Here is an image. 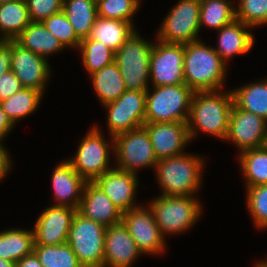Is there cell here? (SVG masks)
<instances>
[{"mask_svg":"<svg viewBox=\"0 0 267 267\" xmlns=\"http://www.w3.org/2000/svg\"><path fill=\"white\" fill-rule=\"evenodd\" d=\"M226 63L214 47L200 40L184 44L185 85L194 92L219 91L226 75Z\"/></svg>","mask_w":267,"mask_h":267,"instance_id":"6da1fadb","label":"cell"},{"mask_svg":"<svg viewBox=\"0 0 267 267\" xmlns=\"http://www.w3.org/2000/svg\"><path fill=\"white\" fill-rule=\"evenodd\" d=\"M195 92L192 97L187 121L190 139L197 134V129L225 139L231 108L234 104L232 91ZM196 127V128H195Z\"/></svg>","mask_w":267,"mask_h":267,"instance_id":"7a4b0ae2","label":"cell"},{"mask_svg":"<svg viewBox=\"0 0 267 267\" xmlns=\"http://www.w3.org/2000/svg\"><path fill=\"white\" fill-rule=\"evenodd\" d=\"M204 162L187 153L158 160L155 170L162 195L194 196L201 184Z\"/></svg>","mask_w":267,"mask_h":267,"instance_id":"3957f363","label":"cell"},{"mask_svg":"<svg viewBox=\"0 0 267 267\" xmlns=\"http://www.w3.org/2000/svg\"><path fill=\"white\" fill-rule=\"evenodd\" d=\"M153 88L146 91L145 123L188 121L193 90L185 84Z\"/></svg>","mask_w":267,"mask_h":267,"instance_id":"277c9868","label":"cell"},{"mask_svg":"<svg viewBox=\"0 0 267 267\" xmlns=\"http://www.w3.org/2000/svg\"><path fill=\"white\" fill-rule=\"evenodd\" d=\"M153 43L133 33L115 52L114 62L120 69L127 90L147 91L150 79V56Z\"/></svg>","mask_w":267,"mask_h":267,"instance_id":"5b68a950","label":"cell"},{"mask_svg":"<svg viewBox=\"0 0 267 267\" xmlns=\"http://www.w3.org/2000/svg\"><path fill=\"white\" fill-rule=\"evenodd\" d=\"M195 198L161 195L151 200L149 208L163 237L169 233H182L197 222L202 209Z\"/></svg>","mask_w":267,"mask_h":267,"instance_id":"8992f818","label":"cell"},{"mask_svg":"<svg viewBox=\"0 0 267 267\" xmlns=\"http://www.w3.org/2000/svg\"><path fill=\"white\" fill-rule=\"evenodd\" d=\"M106 227L75 213L67 238L81 265L103 264Z\"/></svg>","mask_w":267,"mask_h":267,"instance_id":"52a82bcc","label":"cell"},{"mask_svg":"<svg viewBox=\"0 0 267 267\" xmlns=\"http://www.w3.org/2000/svg\"><path fill=\"white\" fill-rule=\"evenodd\" d=\"M111 144L117 158L118 169L137 174L141 167H155L158 160L147 130L142 126L116 135Z\"/></svg>","mask_w":267,"mask_h":267,"instance_id":"ba28073f","label":"cell"},{"mask_svg":"<svg viewBox=\"0 0 267 267\" xmlns=\"http://www.w3.org/2000/svg\"><path fill=\"white\" fill-rule=\"evenodd\" d=\"M200 0H180L157 32L159 41L187 44L197 41L200 31Z\"/></svg>","mask_w":267,"mask_h":267,"instance_id":"9c48e42d","label":"cell"},{"mask_svg":"<svg viewBox=\"0 0 267 267\" xmlns=\"http://www.w3.org/2000/svg\"><path fill=\"white\" fill-rule=\"evenodd\" d=\"M108 148L101 131L93 127L79 144L76 156L67 161L86 182H94L111 169Z\"/></svg>","mask_w":267,"mask_h":267,"instance_id":"30bf717a","label":"cell"},{"mask_svg":"<svg viewBox=\"0 0 267 267\" xmlns=\"http://www.w3.org/2000/svg\"><path fill=\"white\" fill-rule=\"evenodd\" d=\"M184 44L157 40L150 56V80L153 87L185 84Z\"/></svg>","mask_w":267,"mask_h":267,"instance_id":"8fae6325","label":"cell"},{"mask_svg":"<svg viewBox=\"0 0 267 267\" xmlns=\"http://www.w3.org/2000/svg\"><path fill=\"white\" fill-rule=\"evenodd\" d=\"M146 91L126 90L108 108V128L111 139L118 134L140 128L145 123Z\"/></svg>","mask_w":267,"mask_h":267,"instance_id":"7c38bea8","label":"cell"},{"mask_svg":"<svg viewBox=\"0 0 267 267\" xmlns=\"http://www.w3.org/2000/svg\"><path fill=\"white\" fill-rule=\"evenodd\" d=\"M225 140L233 141L240 153L267 145V121L233 104Z\"/></svg>","mask_w":267,"mask_h":267,"instance_id":"4fadbf2b","label":"cell"},{"mask_svg":"<svg viewBox=\"0 0 267 267\" xmlns=\"http://www.w3.org/2000/svg\"><path fill=\"white\" fill-rule=\"evenodd\" d=\"M147 207H136L122 212V223L138 249L144 254H158L165 250V240L154 219L152 211Z\"/></svg>","mask_w":267,"mask_h":267,"instance_id":"5bb4252c","label":"cell"},{"mask_svg":"<svg viewBox=\"0 0 267 267\" xmlns=\"http://www.w3.org/2000/svg\"><path fill=\"white\" fill-rule=\"evenodd\" d=\"M78 210L67 206L47 207L38 217L34 231L35 245H61L67 242L68 233Z\"/></svg>","mask_w":267,"mask_h":267,"instance_id":"9a60e30c","label":"cell"},{"mask_svg":"<svg viewBox=\"0 0 267 267\" xmlns=\"http://www.w3.org/2000/svg\"><path fill=\"white\" fill-rule=\"evenodd\" d=\"M157 160L182 154L191 141L187 122L144 123Z\"/></svg>","mask_w":267,"mask_h":267,"instance_id":"2e32d148","label":"cell"},{"mask_svg":"<svg viewBox=\"0 0 267 267\" xmlns=\"http://www.w3.org/2000/svg\"><path fill=\"white\" fill-rule=\"evenodd\" d=\"M11 71L20 80L23 87L34 88L43 93L51 69L46 58L12 40Z\"/></svg>","mask_w":267,"mask_h":267,"instance_id":"e0dca14e","label":"cell"},{"mask_svg":"<svg viewBox=\"0 0 267 267\" xmlns=\"http://www.w3.org/2000/svg\"><path fill=\"white\" fill-rule=\"evenodd\" d=\"M141 253L122 222L106 227L103 261L106 267H130Z\"/></svg>","mask_w":267,"mask_h":267,"instance_id":"ac0fdd59","label":"cell"},{"mask_svg":"<svg viewBox=\"0 0 267 267\" xmlns=\"http://www.w3.org/2000/svg\"><path fill=\"white\" fill-rule=\"evenodd\" d=\"M137 175L125 170L111 167L94 182L110 198L121 212L138 207L134 204L136 187L138 186Z\"/></svg>","mask_w":267,"mask_h":267,"instance_id":"d6986e66","label":"cell"},{"mask_svg":"<svg viewBox=\"0 0 267 267\" xmlns=\"http://www.w3.org/2000/svg\"><path fill=\"white\" fill-rule=\"evenodd\" d=\"M78 212L104 227L122 222L121 210L95 182H86Z\"/></svg>","mask_w":267,"mask_h":267,"instance_id":"ffe728a7","label":"cell"},{"mask_svg":"<svg viewBox=\"0 0 267 267\" xmlns=\"http://www.w3.org/2000/svg\"><path fill=\"white\" fill-rule=\"evenodd\" d=\"M86 181L74 170L68 161L58 164L52 174L54 206L79 209ZM81 193V194H80Z\"/></svg>","mask_w":267,"mask_h":267,"instance_id":"44dd1931","label":"cell"},{"mask_svg":"<svg viewBox=\"0 0 267 267\" xmlns=\"http://www.w3.org/2000/svg\"><path fill=\"white\" fill-rule=\"evenodd\" d=\"M250 27L235 19L218 30V48H214V50L225 63L234 55L244 54L251 50L254 45V37L247 30Z\"/></svg>","mask_w":267,"mask_h":267,"instance_id":"7402d4cb","label":"cell"},{"mask_svg":"<svg viewBox=\"0 0 267 267\" xmlns=\"http://www.w3.org/2000/svg\"><path fill=\"white\" fill-rule=\"evenodd\" d=\"M19 45L47 59L65 47L42 22H31L15 39Z\"/></svg>","mask_w":267,"mask_h":267,"instance_id":"603a6c76","label":"cell"},{"mask_svg":"<svg viewBox=\"0 0 267 267\" xmlns=\"http://www.w3.org/2000/svg\"><path fill=\"white\" fill-rule=\"evenodd\" d=\"M62 11L81 40L89 37L98 17L96 0H63Z\"/></svg>","mask_w":267,"mask_h":267,"instance_id":"cb8c5ba5","label":"cell"},{"mask_svg":"<svg viewBox=\"0 0 267 267\" xmlns=\"http://www.w3.org/2000/svg\"><path fill=\"white\" fill-rule=\"evenodd\" d=\"M95 93L103 105L117 100L127 89L115 62L90 75Z\"/></svg>","mask_w":267,"mask_h":267,"instance_id":"d4e9b609","label":"cell"},{"mask_svg":"<svg viewBox=\"0 0 267 267\" xmlns=\"http://www.w3.org/2000/svg\"><path fill=\"white\" fill-rule=\"evenodd\" d=\"M135 31L130 22L97 17L89 38L97 40L116 52Z\"/></svg>","mask_w":267,"mask_h":267,"instance_id":"484cf974","label":"cell"},{"mask_svg":"<svg viewBox=\"0 0 267 267\" xmlns=\"http://www.w3.org/2000/svg\"><path fill=\"white\" fill-rule=\"evenodd\" d=\"M31 23L26 0L0 4V32L7 40H14Z\"/></svg>","mask_w":267,"mask_h":267,"instance_id":"4316f807","label":"cell"},{"mask_svg":"<svg viewBox=\"0 0 267 267\" xmlns=\"http://www.w3.org/2000/svg\"><path fill=\"white\" fill-rule=\"evenodd\" d=\"M34 231L9 229L0 232V258L17 263L34 251Z\"/></svg>","mask_w":267,"mask_h":267,"instance_id":"83f0119b","label":"cell"},{"mask_svg":"<svg viewBox=\"0 0 267 267\" xmlns=\"http://www.w3.org/2000/svg\"><path fill=\"white\" fill-rule=\"evenodd\" d=\"M234 104L267 121V80L245 85L232 91Z\"/></svg>","mask_w":267,"mask_h":267,"instance_id":"f1b7e54d","label":"cell"},{"mask_svg":"<svg viewBox=\"0 0 267 267\" xmlns=\"http://www.w3.org/2000/svg\"><path fill=\"white\" fill-rule=\"evenodd\" d=\"M42 96L43 93L37 89L23 87L10 98L0 101V106L15 125V122L17 123L38 108Z\"/></svg>","mask_w":267,"mask_h":267,"instance_id":"f546056e","label":"cell"},{"mask_svg":"<svg viewBox=\"0 0 267 267\" xmlns=\"http://www.w3.org/2000/svg\"><path fill=\"white\" fill-rule=\"evenodd\" d=\"M246 187L267 184V145L239 154Z\"/></svg>","mask_w":267,"mask_h":267,"instance_id":"4dcf8cb0","label":"cell"},{"mask_svg":"<svg viewBox=\"0 0 267 267\" xmlns=\"http://www.w3.org/2000/svg\"><path fill=\"white\" fill-rule=\"evenodd\" d=\"M228 0H200L199 27L206 25L220 30L236 19V9Z\"/></svg>","mask_w":267,"mask_h":267,"instance_id":"1f68e13d","label":"cell"},{"mask_svg":"<svg viewBox=\"0 0 267 267\" xmlns=\"http://www.w3.org/2000/svg\"><path fill=\"white\" fill-rule=\"evenodd\" d=\"M43 267H81L72 248L61 245H34V251Z\"/></svg>","mask_w":267,"mask_h":267,"instance_id":"d6a6232c","label":"cell"},{"mask_svg":"<svg viewBox=\"0 0 267 267\" xmlns=\"http://www.w3.org/2000/svg\"><path fill=\"white\" fill-rule=\"evenodd\" d=\"M79 50L83 57V64L90 75L111 64L115 59L113 50L89 37L81 40Z\"/></svg>","mask_w":267,"mask_h":267,"instance_id":"836d02e7","label":"cell"},{"mask_svg":"<svg viewBox=\"0 0 267 267\" xmlns=\"http://www.w3.org/2000/svg\"><path fill=\"white\" fill-rule=\"evenodd\" d=\"M97 15L104 19L122 20L130 22L139 8V0H100L96 2Z\"/></svg>","mask_w":267,"mask_h":267,"instance_id":"e575fe53","label":"cell"},{"mask_svg":"<svg viewBox=\"0 0 267 267\" xmlns=\"http://www.w3.org/2000/svg\"><path fill=\"white\" fill-rule=\"evenodd\" d=\"M42 24L60 40L64 47L79 48L81 39L76 35L63 11L44 19Z\"/></svg>","mask_w":267,"mask_h":267,"instance_id":"d590c367","label":"cell"},{"mask_svg":"<svg viewBox=\"0 0 267 267\" xmlns=\"http://www.w3.org/2000/svg\"><path fill=\"white\" fill-rule=\"evenodd\" d=\"M247 207L254 224L258 228H267V184L246 187Z\"/></svg>","mask_w":267,"mask_h":267,"instance_id":"8d00e7d4","label":"cell"},{"mask_svg":"<svg viewBox=\"0 0 267 267\" xmlns=\"http://www.w3.org/2000/svg\"><path fill=\"white\" fill-rule=\"evenodd\" d=\"M238 3L237 20L251 28L267 24V0H239Z\"/></svg>","mask_w":267,"mask_h":267,"instance_id":"74e56055","label":"cell"},{"mask_svg":"<svg viewBox=\"0 0 267 267\" xmlns=\"http://www.w3.org/2000/svg\"><path fill=\"white\" fill-rule=\"evenodd\" d=\"M31 22H42L62 11L63 0H26Z\"/></svg>","mask_w":267,"mask_h":267,"instance_id":"f35d334b","label":"cell"},{"mask_svg":"<svg viewBox=\"0 0 267 267\" xmlns=\"http://www.w3.org/2000/svg\"><path fill=\"white\" fill-rule=\"evenodd\" d=\"M23 88L20 80L10 70L0 78V101L10 98L13 94Z\"/></svg>","mask_w":267,"mask_h":267,"instance_id":"ab89813d","label":"cell"},{"mask_svg":"<svg viewBox=\"0 0 267 267\" xmlns=\"http://www.w3.org/2000/svg\"><path fill=\"white\" fill-rule=\"evenodd\" d=\"M12 40H7L0 48V78L11 70Z\"/></svg>","mask_w":267,"mask_h":267,"instance_id":"60d3db41","label":"cell"},{"mask_svg":"<svg viewBox=\"0 0 267 267\" xmlns=\"http://www.w3.org/2000/svg\"><path fill=\"white\" fill-rule=\"evenodd\" d=\"M0 140V182L7 175L8 171L11 168L10 155L7 150H5L4 145Z\"/></svg>","mask_w":267,"mask_h":267,"instance_id":"b9f144b4","label":"cell"},{"mask_svg":"<svg viewBox=\"0 0 267 267\" xmlns=\"http://www.w3.org/2000/svg\"><path fill=\"white\" fill-rule=\"evenodd\" d=\"M13 126L14 124L0 106V140L8 135V132L12 130Z\"/></svg>","mask_w":267,"mask_h":267,"instance_id":"7bdbcfd3","label":"cell"},{"mask_svg":"<svg viewBox=\"0 0 267 267\" xmlns=\"http://www.w3.org/2000/svg\"><path fill=\"white\" fill-rule=\"evenodd\" d=\"M16 267H43L36 254L33 252L16 263Z\"/></svg>","mask_w":267,"mask_h":267,"instance_id":"ee69618b","label":"cell"},{"mask_svg":"<svg viewBox=\"0 0 267 267\" xmlns=\"http://www.w3.org/2000/svg\"><path fill=\"white\" fill-rule=\"evenodd\" d=\"M0 267H16V263L0 258Z\"/></svg>","mask_w":267,"mask_h":267,"instance_id":"f6af8a7d","label":"cell"},{"mask_svg":"<svg viewBox=\"0 0 267 267\" xmlns=\"http://www.w3.org/2000/svg\"><path fill=\"white\" fill-rule=\"evenodd\" d=\"M255 265H256L255 267H267L266 261H264V262L260 261L259 263L255 264Z\"/></svg>","mask_w":267,"mask_h":267,"instance_id":"bcb514c9","label":"cell"},{"mask_svg":"<svg viewBox=\"0 0 267 267\" xmlns=\"http://www.w3.org/2000/svg\"><path fill=\"white\" fill-rule=\"evenodd\" d=\"M81 267H106L104 264H97V265H82Z\"/></svg>","mask_w":267,"mask_h":267,"instance_id":"7dc6e473","label":"cell"},{"mask_svg":"<svg viewBox=\"0 0 267 267\" xmlns=\"http://www.w3.org/2000/svg\"><path fill=\"white\" fill-rule=\"evenodd\" d=\"M0 48L3 46V44L6 42V40L2 37V36H0Z\"/></svg>","mask_w":267,"mask_h":267,"instance_id":"c3c4849f","label":"cell"},{"mask_svg":"<svg viewBox=\"0 0 267 267\" xmlns=\"http://www.w3.org/2000/svg\"><path fill=\"white\" fill-rule=\"evenodd\" d=\"M10 1H14V0H0V4L5 3V2H10Z\"/></svg>","mask_w":267,"mask_h":267,"instance_id":"681fc988","label":"cell"}]
</instances>
